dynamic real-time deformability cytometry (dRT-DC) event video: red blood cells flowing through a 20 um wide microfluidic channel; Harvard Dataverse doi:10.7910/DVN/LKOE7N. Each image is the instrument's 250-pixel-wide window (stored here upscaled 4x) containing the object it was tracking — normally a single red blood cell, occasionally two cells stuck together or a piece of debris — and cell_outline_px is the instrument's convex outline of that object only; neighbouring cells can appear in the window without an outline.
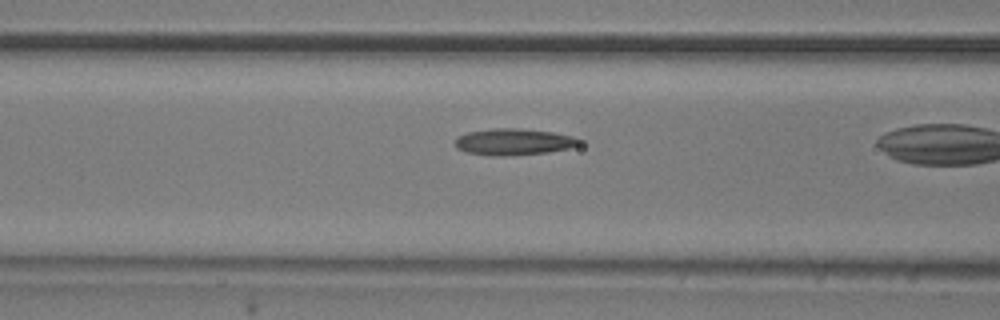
{"species": "common noctule bat (a hibernating species)", "species_latin": "Nyctalus noctula", "temperature_condition": "room temperature", "stored_images_in_passage": 18, "camera_frame_rate_fps": 3000, "um_per_image_px": 0.085, "animal": {"sex": "male", "body_mass_g": 20.5, "forearm_length_mm": 52.5}, "frame": {"image": 1, "passage_image": 16, "time_ms": 5.0, "image_size_px": [1000, 320], "cell_outline_px": [[584, 144], [568, 148], [548, 152], [508, 156], [492, 156], [464, 152], [456, 148], [456, 136], [468, 132], [492, 128], [520, 128], [552, 132], [572, 136], [584, 140]], "centroid_in_image_um": [43.68, 12.06], "position_along_channel_um": 122.9, "area_um2": 19.48}}